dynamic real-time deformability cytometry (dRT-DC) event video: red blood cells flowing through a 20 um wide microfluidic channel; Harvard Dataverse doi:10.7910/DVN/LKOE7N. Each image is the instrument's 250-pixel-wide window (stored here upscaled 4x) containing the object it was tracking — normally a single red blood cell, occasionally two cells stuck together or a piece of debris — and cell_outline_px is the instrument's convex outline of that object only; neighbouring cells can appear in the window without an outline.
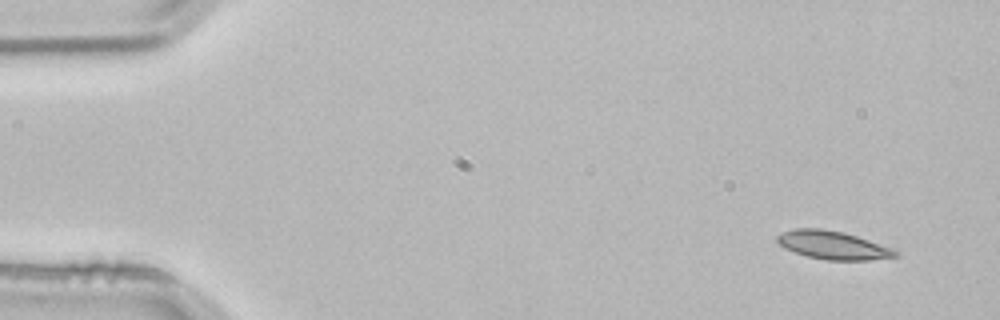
{"species": "common noctule bat (a hibernating species)", "species_latin": "Nyctalus noctula", "temperature_condition": "room temperature", "stored_images_in_passage": 3, "camera_frame_rate_fps": 3000, "um_per_image_px": 0.085, "animal": {"sex": "male", "body_mass_g": 21.5, "forearm_length_mm": 52.0}, "frame": {"image": 1, "passage_image": 1, "time_ms": 0.0, "image_size_px": [1000, 320], "cell_outline_px": [[900, 256], [868, 260], [828, 260], [808, 256], [784, 248], [776, 240], [776, 236], [784, 232], [796, 228], [820, 228], [844, 232], [892, 248], [900, 252]], "centroid_in_image_um": [70.82, 20.84], "position_along_channel_um": 14.2, "area_um2": 19.31}}
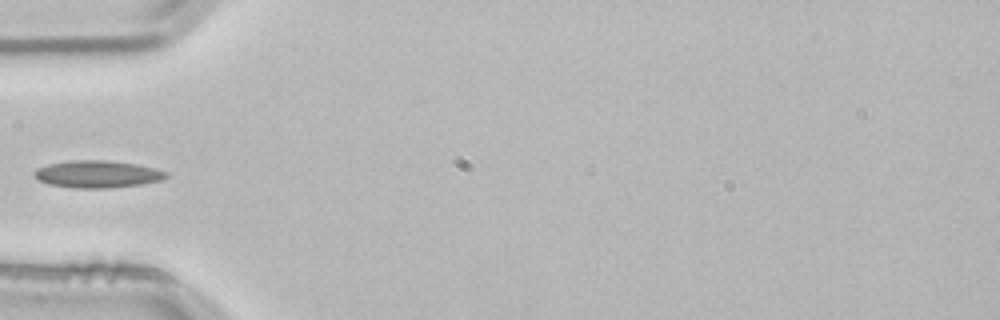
{"frame": {"image": 2, "passage_image": 3, "time_ms": 0.667, "image_size_px": [1000, 320], "cell_outline_px": [[168, 176], [164, 180], [140, 184], [108, 188], [72, 188], [48, 184], [40, 180], [32, 172], [36, 168], [48, 164], [72, 160], [108, 160], [136, 164], [168, 172]], "centroid_in_image_um": [8.27, 14.8], "position_along_channel_um": 76.7, "area_um2": 20.92}}